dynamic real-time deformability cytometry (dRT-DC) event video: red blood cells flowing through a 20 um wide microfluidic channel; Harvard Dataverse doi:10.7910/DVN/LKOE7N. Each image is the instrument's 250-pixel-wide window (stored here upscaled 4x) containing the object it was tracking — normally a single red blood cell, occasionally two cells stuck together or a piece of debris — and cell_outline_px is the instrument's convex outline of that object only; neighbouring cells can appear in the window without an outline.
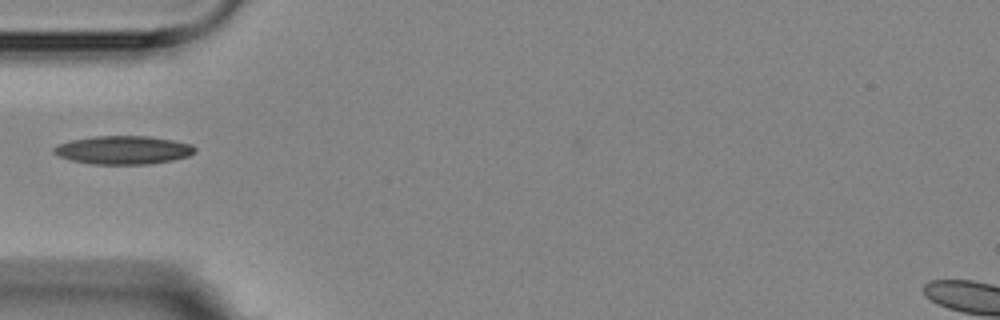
{"species": "Egyptian fruit bat (a non-hibernating species)", "species_latin": "Rousettus aegyptiacus", "temperature_condition": "room temperature", "stored_images_in_passage": 1, "camera_frame_rate_fps": 3000, "um_per_image_px": 0.085, "animal": {"sex": "female"}, "frame": {"image": 1, "passage_image": 1, "time_ms": 0.0, "image_size_px": [1000, 320], "cell_outline_px": [[196, 152], [188, 156], [172, 160], [148, 164], [92, 164], [72, 160], [60, 156], [52, 152], [52, 148], [60, 144], [72, 140], [92, 136], [148, 136], [172, 140], [192, 144], [196, 148]], "centroid_in_image_um": [10.5, 12.75], "position_along_channel_um": 74.5, "area_um2": 23.24}}